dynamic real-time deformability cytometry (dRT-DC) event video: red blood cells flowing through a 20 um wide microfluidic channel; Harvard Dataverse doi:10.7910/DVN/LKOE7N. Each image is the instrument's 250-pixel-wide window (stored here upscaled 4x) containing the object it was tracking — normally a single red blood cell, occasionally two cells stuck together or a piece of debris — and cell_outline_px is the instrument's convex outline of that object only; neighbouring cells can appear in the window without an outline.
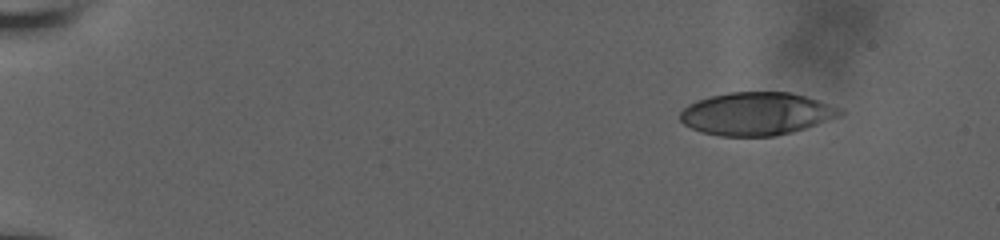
{"species": "human", "species_latin": "Homo sapiens", "temperature_condition": "room temperature", "stored_images_in_passage": 51, "camera_frame_rate_fps": 3000, "um_per_image_px": 0.085, "donor": {"sex": "male"}, "frame": {"image": 1, "passage_image": 1, "time_ms": 0.0, "image_size_px": [1000, 240], "cell_outline_px": [[844, 112], [840, 116], [792, 132], [772, 136], [720, 136], [700, 132], [684, 124], [680, 120], [680, 112], [688, 104], [696, 100], [728, 92], [788, 92], [804, 96], [840, 108]], "centroid_in_image_um": [64.25, 9.67], "position_along_channel_um": 20.7, "area_um2": 39.65}}
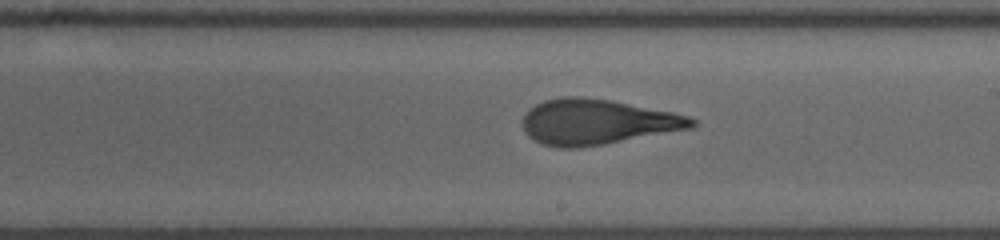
{"frame": {"image": 2, "passage_image": 29, "time_ms": 9.333, "image_size_px": [1000, 240], "cell_outline_px": [[700, 124], [692, 128], [604, 144], [576, 148], [556, 148], [532, 140], [524, 132], [520, 120], [528, 108], [544, 100], [560, 96], [580, 96], [608, 100], [672, 112], [688, 116], [696, 120]], "centroid_in_image_um": [50.69, 10.37], "position_along_channel_um": 238.3, "area_um2": 44.97}}
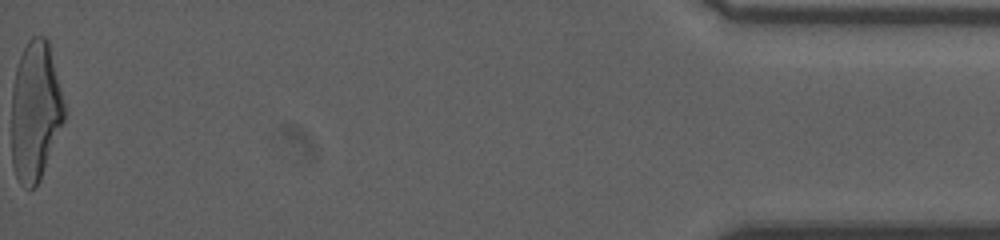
{"frame": {"image": 3, "passage_image": 51, "time_ms": 16.667, "image_size_px": [1000, 240], "cell_outline_px": [[64, 120], [40, 180], [36, 188], [24, 188], [20, 184], [16, 176], [12, 164], [12, 88], [16, 68], [20, 56], [28, 40], [32, 36], [44, 36], [48, 40], [64, 104]], "centroid_in_image_um": [2.98, 9.48], "position_along_channel_um": 432.2, "area_um2": 42.66}, "authors_computed_cell_mechanics": {"area_um2": 43.2344, "velocity_mm_per_s": 3.8369, "shape_relaxation_time_tau1_ms": 6.4158, "shape_relaxation_time_tau2_ms": 1.196, "deformation_change_tau1": 0.2646, "deformation_change_tau2": 0.1071}}